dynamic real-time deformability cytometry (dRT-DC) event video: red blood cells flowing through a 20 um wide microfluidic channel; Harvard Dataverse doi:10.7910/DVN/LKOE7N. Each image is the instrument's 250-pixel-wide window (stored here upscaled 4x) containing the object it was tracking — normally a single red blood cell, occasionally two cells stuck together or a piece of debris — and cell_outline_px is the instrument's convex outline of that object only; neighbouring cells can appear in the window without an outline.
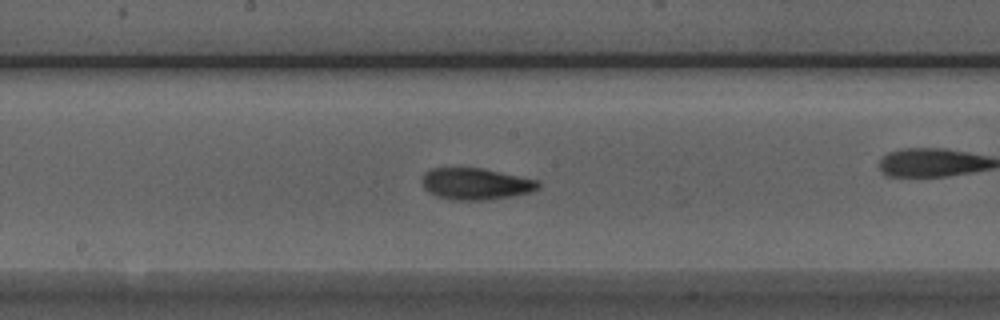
{"species": "Egyptian fruit bat (a non-hibernating species)", "species_latin": "Rousettus aegyptiacus", "temperature_condition": "room temperature", "stored_images_in_passage": 37, "camera_frame_rate_fps": 3000, "um_per_image_px": 0.085, "animal": {"sex": "male"}, "frame": {"image": 1, "passage_image": 16, "time_ms": 5.0, "image_size_px": [1000, 320], "cell_outline_px": [[540, 188], [528, 192], [512, 196], [484, 200], [452, 200], [436, 196], [428, 192], [424, 188], [420, 180], [424, 172], [432, 168], [480, 168], [536, 180], [540, 184]], "centroid_in_image_um": [40.36, 15.63], "position_along_channel_um": 207.8, "area_um2": 21.27}}
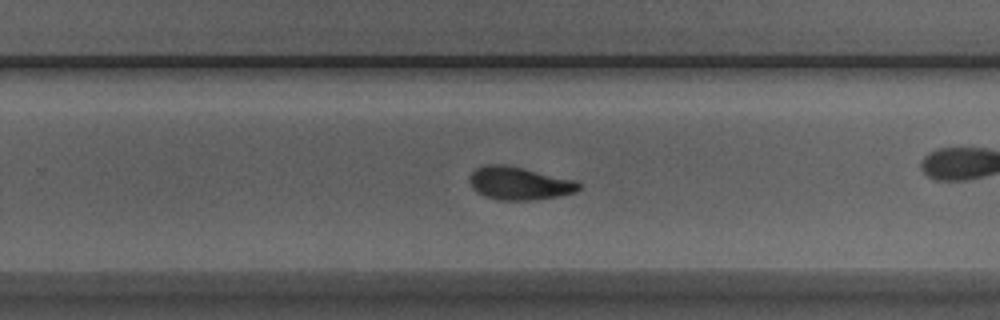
{"frame": {"image": 2, "passage_image": 22, "time_ms": 7.0, "image_size_px": [1000, 320], "cell_outline_px": [[580, 188], [576, 192], [556, 196], [532, 200], [496, 200], [484, 196], [476, 192], [472, 188], [468, 180], [472, 172], [476, 168], [484, 164], [504, 164], [524, 168], [576, 180], [580, 184]], "centroid_in_image_um": [44.09, 15.57], "position_along_channel_um": 285.7, "area_um2": 21.15}, "authors_computed_cell_mechanics": {"area_um2": 21.2704, "velocity_mm_per_s": 3.9122, "shape_relaxation_time_tau1_ms": 3.8891, "shape_relaxation_time_tau2_ms": 2.4796, "deformation_change_tau1": 0.1401, "deformation_change_tau2": 0.0856}}